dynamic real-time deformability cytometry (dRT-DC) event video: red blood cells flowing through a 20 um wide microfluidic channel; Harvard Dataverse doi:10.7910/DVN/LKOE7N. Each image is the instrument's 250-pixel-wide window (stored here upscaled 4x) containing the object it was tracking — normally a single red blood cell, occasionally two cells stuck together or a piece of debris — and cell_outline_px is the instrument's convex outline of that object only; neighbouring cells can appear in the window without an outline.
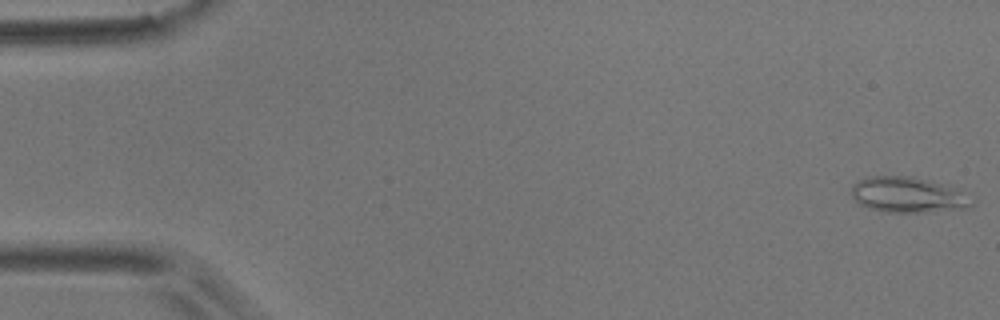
{"species": "common noctule bat (a hibernating species)", "species_latin": "Nyctalus noctula", "temperature_condition": "room temperature", "stored_images_in_passage": 4, "camera_frame_rate_fps": 3000, "um_per_image_px": 0.085, "animal": {"sex": "male", "body_mass_g": 17.9}, "frame": {"image": 1, "passage_image": 1, "time_ms": 0.0, "image_size_px": [1000, 320], "cell_outline_px": [[976, 204], [968, 208], [928, 212], [884, 212], [868, 208], [860, 204], [852, 196], [852, 184], [860, 180], [872, 176], [912, 176], [928, 180], [972, 192], [976, 200]], "centroid_in_image_um": [77.32, 16.57], "position_along_channel_um": 7.7, "area_um2": 25.55}}